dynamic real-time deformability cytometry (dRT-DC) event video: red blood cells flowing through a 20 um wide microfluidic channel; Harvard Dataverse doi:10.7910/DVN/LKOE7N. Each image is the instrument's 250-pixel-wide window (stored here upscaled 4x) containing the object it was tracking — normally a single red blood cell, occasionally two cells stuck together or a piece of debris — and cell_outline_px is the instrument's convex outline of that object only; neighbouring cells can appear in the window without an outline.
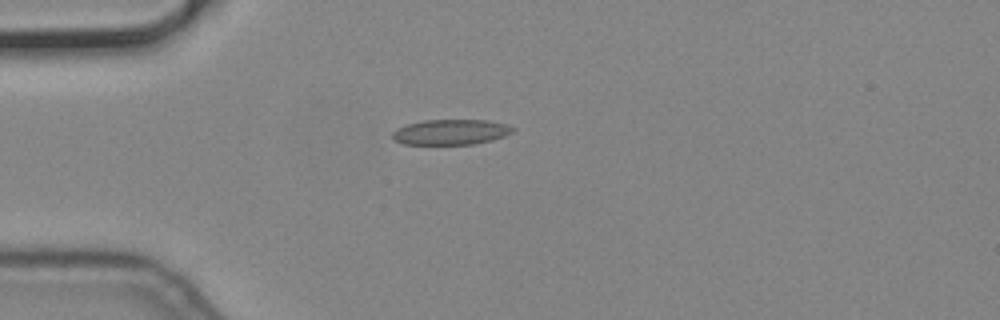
{"species": "common noctule bat (a hibernating species)", "species_latin": "Nyctalus noctula", "temperature_condition": "cold", "stored_images_in_passage": 4, "camera_frame_rate_fps": 3000, "um_per_image_px": 0.085, "animal": {"sex": "male", "body_mass_g": 19.2, "forearm_length_mm": 51.8}, "frame": {"image": 1, "passage_image": 2, "time_ms": 0.333, "image_size_px": [1000, 320], "cell_outline_px": [[516, 128], [512, 132], [504, 136], [492, 140], [472, 144], [404, 144], [396, 140], [392, 136], [392, 132], [396, 128], [408, 124], [424, 120], [488, 120], [508, 124]], "centroid_in_image_um": [38.35, 11.21], "position_along_channel_um": 46.7, "area_um2": 17.74}}
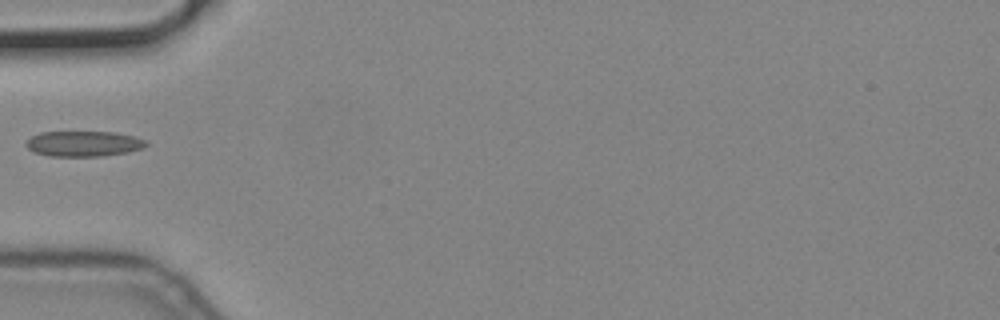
{"frame": {"image": 2, "passage_image": 3, "time_ms": 0.667, "image_size_px": [1000, 320], "cell_outline_px": [[148, 144], [144, 148], [128, 152], [100, 156], [48, 156], [32, 152], [24, 144], [32, 136], [40, 132], [116, 132], [132, 136], [144, 140]], "centroid_in_image_um": [7.08, 12.22], "position_along_channel_um": 77.9, "area_um2": 17.8}}
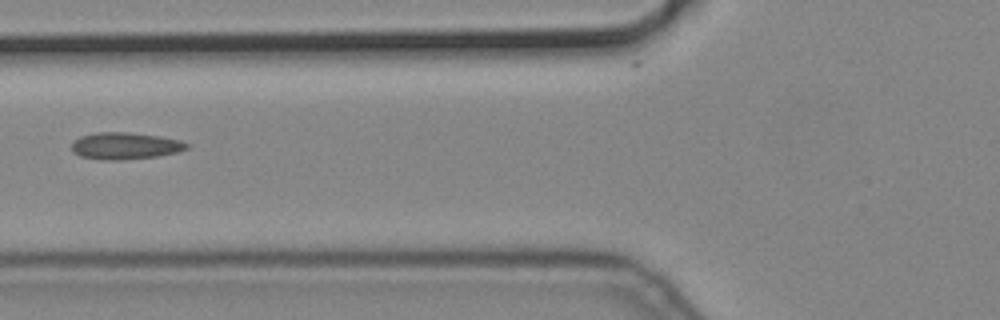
{"frame": {"image": 3, "passage_image": 4, "time_ms": 1.0, "image_size_px": [1000, 320], "cell_outline_px": [[188, 148], [176, 152], [156, 156], [120, 160], [100, 160], [80, 156], [72, 152], [72, 144], [80, 136], [96, 132], [128, 132], [160, 136], [180, 140], [188, 144]], "centroid_in_image_um": [10.61, 12.39], "position_along_channel_um": 115.2, "area_um2": 17.98}}